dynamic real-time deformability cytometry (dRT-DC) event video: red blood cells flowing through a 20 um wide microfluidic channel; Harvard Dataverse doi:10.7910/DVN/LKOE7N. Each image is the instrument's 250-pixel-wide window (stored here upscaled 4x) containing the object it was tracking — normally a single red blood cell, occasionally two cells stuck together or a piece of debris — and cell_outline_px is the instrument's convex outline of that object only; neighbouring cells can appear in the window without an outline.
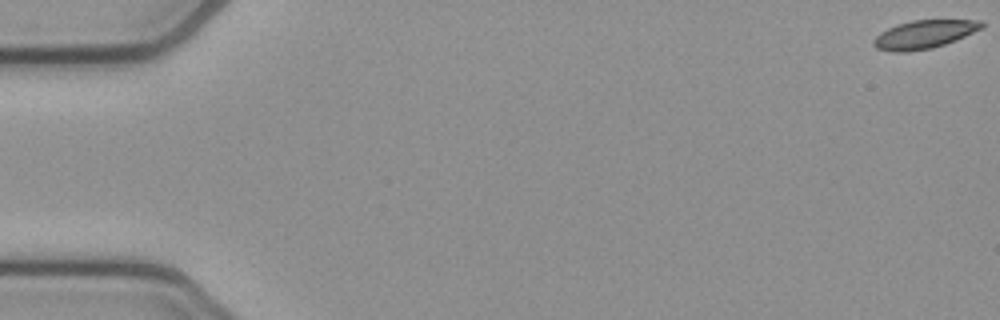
{"species": "common noctule bat (a hibernating species)", "species_latin": "Nyctalus noctula", "temperature_condition": "cold", "stored_images_in_passage": 54, "camera_frame_rate_fps": 3000, "um_per_image_px": 0.085, "animal": {"sex": "female", "body_mass_g": 21.9}, "frame": {"image": 1, "passage_image": 1, "time_ms": 0.0, "image_size_px": [1000, 320], "cell_outline_px": [[984, 28], [956, 40], [932, 48], [904, 52], [896, 52], [876, 48], [872, 44], [872, 40], [880, 32], [896, 24], [912, 20], [984, 20]], "centroid_in_image_um": [78.57, 2.91], "position_along_channel_um": 6.4, "area_um2": 17.92}}
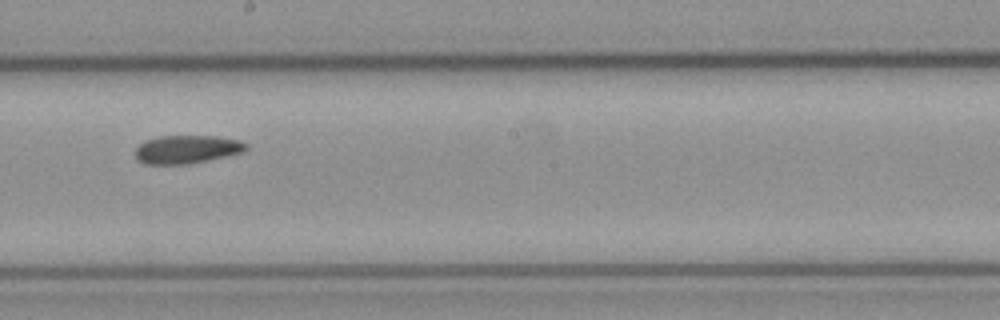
{"frame": {"image": 2, "passage_image": 31, "time_ms": 10.0, "image_size_px": [1000, 320], "cell_outline_px": [[248, 148], [244, 152], [208, 160], [188, 164], [144, 164], [136, 160], [136, 148], [144, 140], [160, 136], [216, 136], [240, 140], [248, 144]], "centroid_in_image_um": [15.89, 12.69], "position_along_channel_um": 232.3, "area_um2": 18.38}}
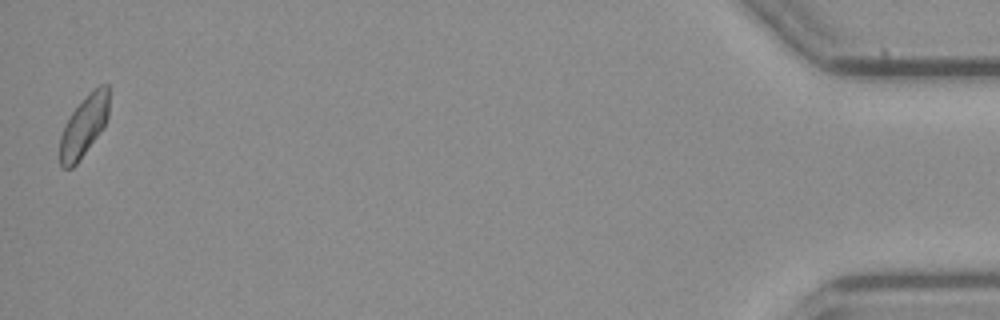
{"frame": {"image": 3, "passage_image": 54, "time_ms": 17.667, "image_size_px": [1000, 320], "cell_outline_px": [[108, 116], [104, 124], [96, 136], [76, 164], [72, 168], [64, 168], [60, 164], [60, 136], [64, 124], [72, 112], [100, 84], [108, 84]], "centroid_in_image_um": [7.1, 10.74], "position_along_channel_um": 428.1, "area_um2": 16.7}, "authors_computed_cell_mechanics": {"area_um2": 18.3515, "velocity_mm_per_s": 3.825, "shape_relaxation_time_tau1_ms": 8.2242, "shape_relaxation_time_tau2_ms": 4.4684, "deformation_change_tau1": 0.1326, "deformation_change_tau2": 0.0978}}